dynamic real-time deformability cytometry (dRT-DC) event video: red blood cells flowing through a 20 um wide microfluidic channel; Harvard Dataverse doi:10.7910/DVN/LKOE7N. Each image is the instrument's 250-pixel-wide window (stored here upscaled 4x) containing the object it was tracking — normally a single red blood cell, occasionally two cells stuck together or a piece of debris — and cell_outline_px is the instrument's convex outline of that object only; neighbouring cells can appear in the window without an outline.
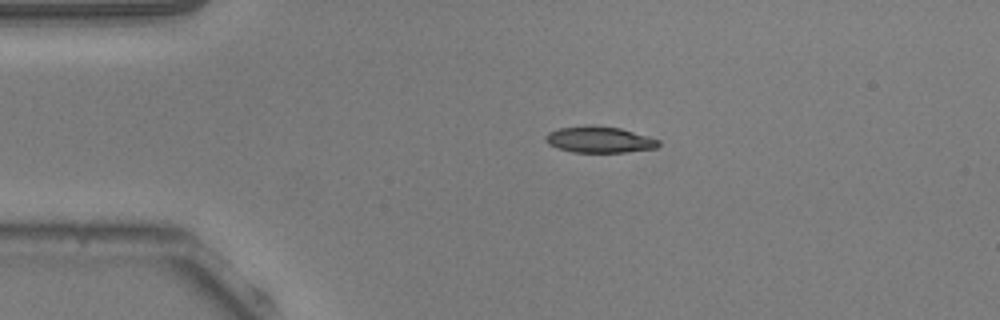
{"species": "common noctule bat (a hibernating species)", "species_latin": "Nyctalus noctula", "temperature_condition": "warm", "stored_images_in_passage": 43, "camera_frame_rate_fps": 3000, "um_per_image_px": 0.085, "animal": {"sex": "male", "body_mass_g": 20.5, "forearm_length_mm": 52.5}, "frame": {"image": 1, "passage_image": 1, "time_ms": 0.0, "image_size_px": [1000, 320], "cell_outline_px": [[660, 144], [656, 148], [624, 152], [572, 152], [548, 144], [544, 140], [544, 136], [548, 132], [560, 128], [588, 124], [620, 128], [660, 140]], "centroid_in_image_um": [50.92, 11.85], "position_along_channel_um": 34.1, "area_um2": 17.28}}
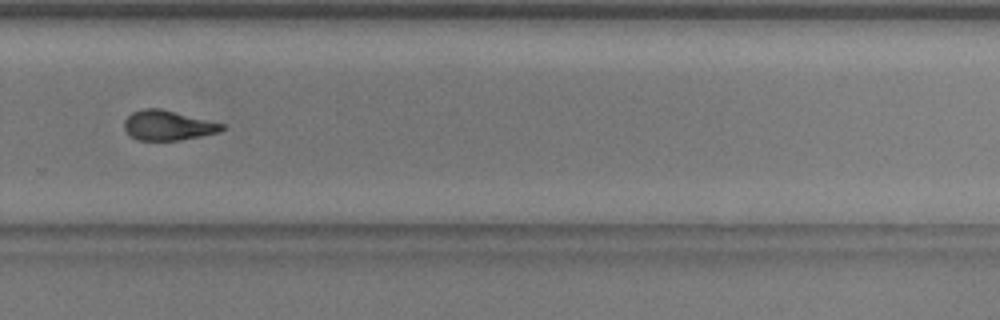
{"frame": {"image": 2, "passage_image": 26, "time_ms": 8.333, "image_size_px": [1000, 320], "cell_outline_px": [[224, 128], [220, 132], [180, 140], [136, 140], [124, 128], [124, 120], [132, 112], [144, 108], [160, 108], [224, 124]], "centroid_in_image_um": [14.26, 10.65], "position_along_channel_um": 315.5, "area_um2": 16.82}}
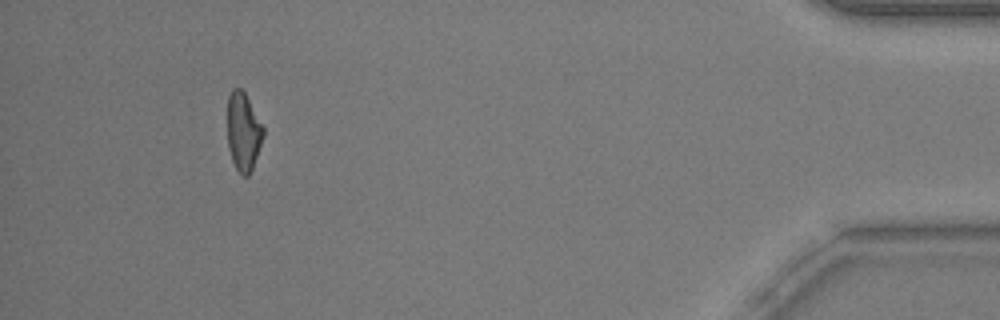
{"frame": {"image": 3, "passage_image": 39, "time_ms": 12.667, "image_size_px": [1000, 320], "cell_outline_px": [[264, 136], [252, 168], [248, 176], [244, 176], [236, 168], [232, 160], [228, 148], [228, 96], [232, 88], [240, 88], [244, 92], [264, 128]], "centroid_in_image_um": [20.68, 11.18], "position_along_channel_um": 414.5, "area_um2": 16.13}, "authors_computed_cell_mechanics": {"area_um2": 17.3978, "velocity_mm_per_s": 3.833, "shape_relaxation_time_tau1_ms": 5.4242, "shape_relaxation_time_tau2_ms": 2.2964, "deformation_change_tau1": 0.194, "deformation_change_tau2": 0.1039}}